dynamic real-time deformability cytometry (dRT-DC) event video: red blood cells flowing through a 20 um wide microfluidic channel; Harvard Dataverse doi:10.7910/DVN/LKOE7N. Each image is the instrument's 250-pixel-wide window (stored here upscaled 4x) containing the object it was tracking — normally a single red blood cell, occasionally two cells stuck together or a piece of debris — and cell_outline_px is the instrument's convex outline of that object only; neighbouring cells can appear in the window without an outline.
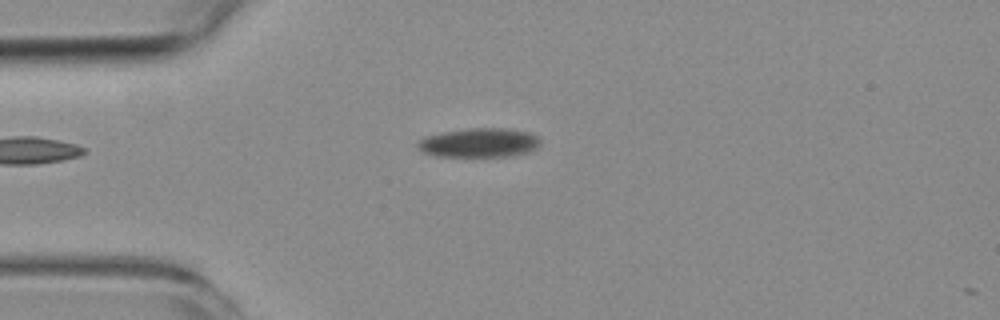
{"species": "common noctule bat (a hibernating species)", "species_latin": "Nyctalus noctula", "temperature_condition": "room temperature", "stored_images_in_passage": 1, "camera_frame_rate_fps": 3000, "um_per_image_px": 0.085, "animal": {"sex": "female", "body_mass_g": 19.3, "forearm_length_mm": 54.1}, "frame": {"image": 1, "passage_image": 1, "time_ms": 0.0, "image_size_px": [1000, 320], "cell_outline_px": [[540, 144], [536, 148], [528, 152], [512, 156], [436, 156], [424, 152], [416, 148], [416, 144], [420, 140], [428, 136], [444, 132], [468, 128], [504, 128], [528, 132], [536, 136], [540, 140]], "centroid_in_image_um": [40.74, 12.13], "position_along_channel_um": 44.3, "area_um2": 20.69}}